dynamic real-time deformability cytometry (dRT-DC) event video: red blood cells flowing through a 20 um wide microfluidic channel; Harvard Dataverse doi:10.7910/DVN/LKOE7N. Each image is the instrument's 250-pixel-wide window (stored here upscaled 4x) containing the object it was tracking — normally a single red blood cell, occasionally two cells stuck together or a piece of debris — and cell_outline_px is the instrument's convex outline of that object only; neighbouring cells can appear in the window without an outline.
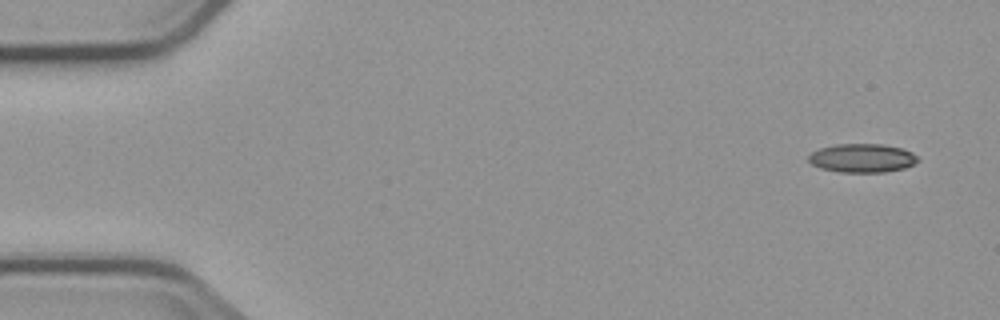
{"species": "common noctule bat (a hibernating species)", "species_latin": "Nyctalus noctula", "temperature_condition": "cold", "stored_images_in_passage": 4, "camera_frame_rate_fps": 3000, "um_per_image_px": 0.085, "animal": {"sex": "male", "body_mass_g": 23.1, "forearm_length_mm": 52.7}, "frame": {"image": 1, "passage_image": 1, "time_ms": 0.0, "image_size_px": [1000, 320], "cell_outline_px": [[920, 160], [904, 168], [884, 172], [840, 172], [820, 168], [812, 164], [808, 160], [808, 156], [812, 152], [820, 148], [836, 144], [880, 144], [900, 148], [912, 152]], "centroid_in_image_um": [73.26, 13.44], "position_along_channel_um": 11.7, "area_um2": 18.15}}